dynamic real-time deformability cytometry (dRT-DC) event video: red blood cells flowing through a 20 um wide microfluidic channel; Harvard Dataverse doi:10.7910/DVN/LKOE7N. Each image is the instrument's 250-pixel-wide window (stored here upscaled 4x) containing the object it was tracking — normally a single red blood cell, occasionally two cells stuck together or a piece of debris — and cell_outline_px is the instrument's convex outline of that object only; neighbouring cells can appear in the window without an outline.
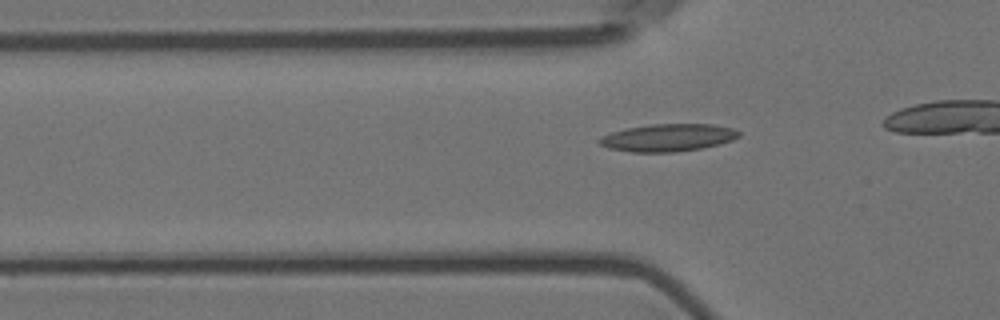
{"species": "Egyptian fruit bat (a non-hibernating species)", "species_latin": "Rousettus aegyptiacus", "temperature_condition": "room temperature", "stored_images_in_passage": 37, "camera_frame_rate_fps": 3000, "um_per_image_px": 0.085, "animal": {"sex": "female"}, "frame": {"image": 1, "passage_image": 11, "time_ms": 3.333, "image_size_px": [1000, 320], "cell_outline_px": [[740, 136], [732, 140], [720, 144], [704, 148], [676, 152], [632, 152], [608, 148], [600, 144], [596, 140], [600, 136], [612, 132], [628, 128], [652, 124], [712, 124], [732, 128], [740, 132]], "centroid_in_image_um": [56.78, 11.7], "position_along_channel_um": 69.0, "area_um2": 22.43}}
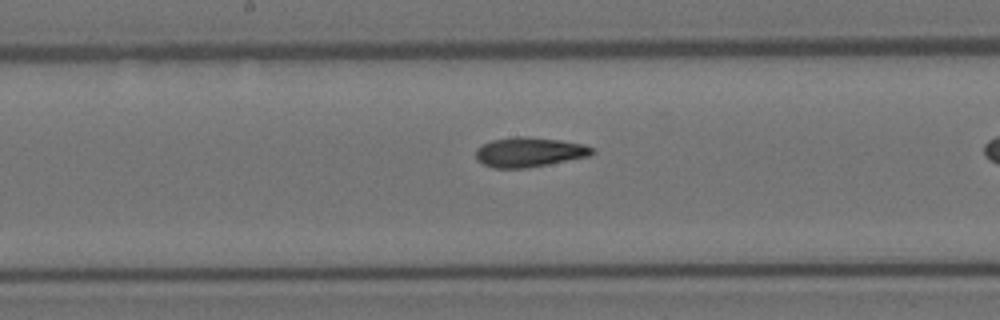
{"frame": {"image": 2, "passage_image": 22, "time_ms": 7.0, "image_size_px": [1000, 320], "cell_outline_px": [[596, 152], [588, 156], [528, 168], [492, 168], [476, 160], [476, 148], [492, 140], [516, 136], [528, 136], [560, 140], [584, 144], [592, 148]], "centroid_in_image_um": [44.97, 12.93], "position_along_channel_um": 203.2, "area_um2": 20.11}}
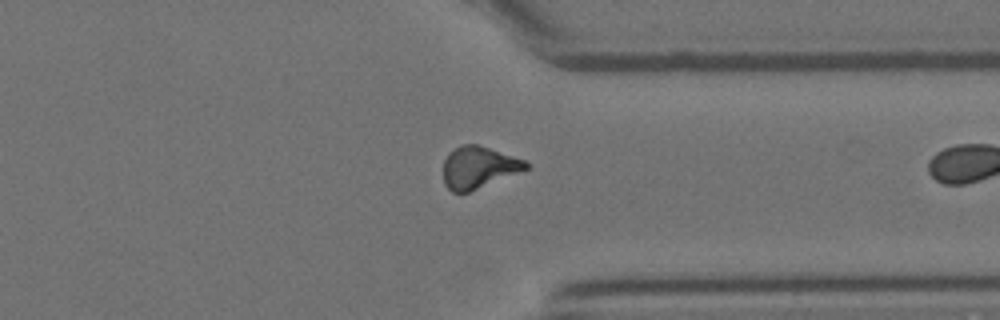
{"frame": {"image": 3, "passage_image": 36, "time_ms": 11.667, "image_size_px": [1000, 320], "cell_outline_px": [[528, 168], [468, 192], [452, 192], [444, 184], [444, 160], [448, 152], [460, 144], [476, 144], [524, 160], [528, 164]], "centroid_in_image_um": [40.61, 14.22], "position_along_channel_um": 370.8, "area_um2": 19.71}}